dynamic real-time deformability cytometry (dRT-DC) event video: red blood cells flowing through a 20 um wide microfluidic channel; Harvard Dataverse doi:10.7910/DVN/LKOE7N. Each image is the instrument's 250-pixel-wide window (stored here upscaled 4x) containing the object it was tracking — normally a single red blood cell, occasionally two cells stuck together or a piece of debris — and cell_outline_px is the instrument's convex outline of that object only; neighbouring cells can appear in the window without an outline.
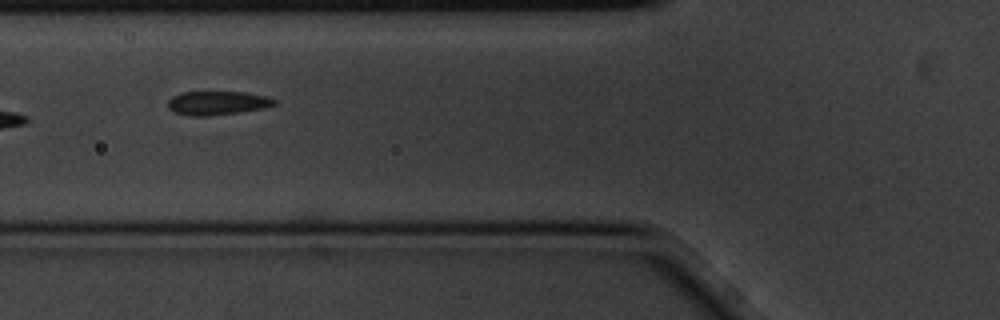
{"species": "common noctule bat (a hibernating species)", "species_latin": "Nyctalus noctula", "temperature_condition": "cold", "stored_images_in_passage": 12, "camera_frame_rate_fps": 3000, "um_per_image_px": 0.085, "animal": {"sex": "male", "body_mass_g": 20.1, "forearm_length_mm": 53.5}, "frame": {"image": 1, "passage_image": 3, "time_ms": 0.667, "image_size_px": [1000, 320], "cell_outline_px": [[276, 104], [264, 108], [240, 112], [208, 116], [192, 116], [172, 112], [168, 108], [168, 100], [172, 96], [180, 92], [244, 92], [268, 96], [276, 100]], "centroid_in_image_um": [18.46, 8.75], "position_along_channel_um": 107.3, "area_um2": 14.91}}
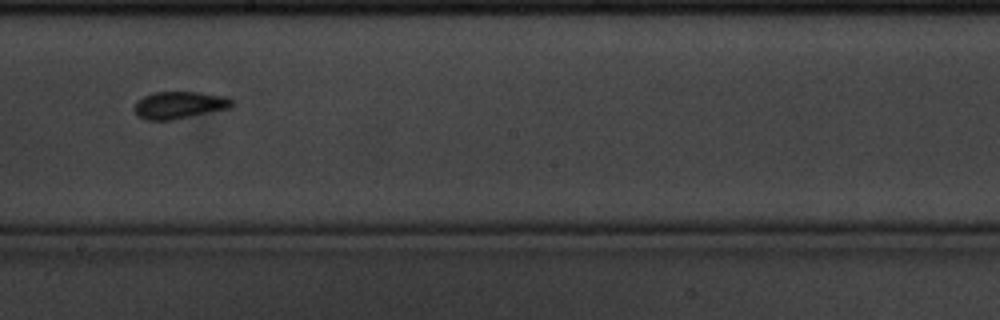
{"frame": {"image": 2, "passage_image": 6, "time_ms": 1.667, "image_size_px": [1000, 320], "cell_outline_px": [[232, 104], [228, 108], [172, 120], [144, 120], [136, 116], [132, 108], [136, 100], [152, 92], [200, 92], [224, 96], [232, 100]], "centroid_in_image_um": [15.13, 8.93], "position_along_channel_um": 233.1, "area_um2": 15.55}}
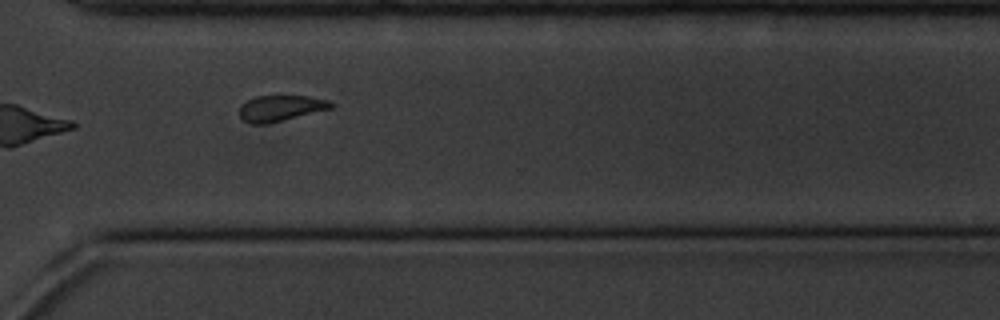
{"frame": {"image": 3, "passage_image": 9, "time_ms": 2.667, "image_size_px": [1000, 320], "cell_outline_px": [[336, 104], [332, 108], [264, 124], [252, 124], [244, 120], [240, 116], [240, 104], [256, 96], [308, 96], [328, 100]], "centroid_in_image_um": [23.85, 9.18], "position_along_channel_um": 346.7, "area_um2": 13.58}}